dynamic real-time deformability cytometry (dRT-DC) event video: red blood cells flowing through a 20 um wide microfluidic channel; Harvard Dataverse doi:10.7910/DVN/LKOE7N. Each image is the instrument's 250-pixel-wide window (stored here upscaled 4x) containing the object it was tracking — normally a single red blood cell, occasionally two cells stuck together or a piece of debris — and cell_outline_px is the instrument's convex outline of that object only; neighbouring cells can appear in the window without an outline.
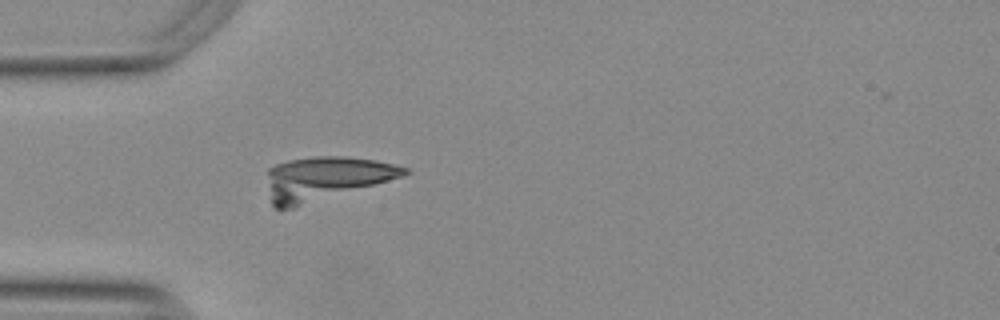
{"species": "Egyptian fruit bat (a non-hibernating species)", "species_latin": "Rousettus aegyptiacus", "temperature_condition": "warm", "stored_images_in_passage": 39, "camera_frame_rate_fps": 3000, "um_per_image_px": 0.085, "animal": {"sex": "female"}, "frame": {"image": 1, "passage_image": 8, "time_ms": 2.333, "image_size_px": [1000, 320], "cell_outline_px": [[412, 172], [404, 176], [292, 208], [276, 208], [272, 204], [268, 172], [268, 168], [276, 164], [288, 160], [316, 156], [344, 156], [376, 160], [408, 168]], "centroid_in_image_um": [27.69, 15.14], "position_along_channel_um": 57.3, "area_um2": 34.33}}
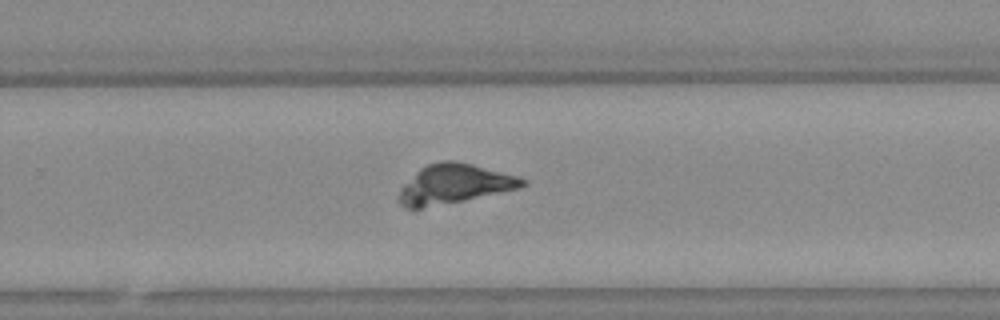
{"frame": {"image": 2, "passage_image": 27, "time_ms": 8.667, "image_size_px": [1000, 320], "cell_outline_px": [[528, 184], [520, 188], [464, 200], [420, 208], [404, 208], [400, 204], [400, 188], [420, 168], [428, 164], [440, 160], [456, 160], [472, 164], [516, 176], [528, 180]], "centroid_in_image_um": [38.62, 15.63], "position_along_channel_um": 291.2, "area_um2": 28.03}}
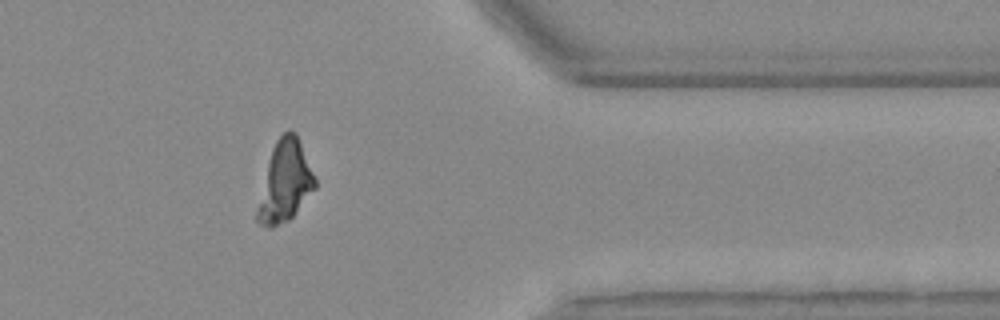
{"frame": {"image": 3, "passage_image": 36, "time_ms": 11.667, "image_size_px": [1000, 320], "cell_outline_px": [[316, 188], [292, 216], [288, 220], [268, 228], [260, 224], [256, 220], [256, 208], [272, 148], [276, 140], [288, 128], [296, 132], [316, 180]], "centroid_in_image_um": [24.21, 15.42], "position_along_channel_um": 387.2, "area_um2": 26.76}}